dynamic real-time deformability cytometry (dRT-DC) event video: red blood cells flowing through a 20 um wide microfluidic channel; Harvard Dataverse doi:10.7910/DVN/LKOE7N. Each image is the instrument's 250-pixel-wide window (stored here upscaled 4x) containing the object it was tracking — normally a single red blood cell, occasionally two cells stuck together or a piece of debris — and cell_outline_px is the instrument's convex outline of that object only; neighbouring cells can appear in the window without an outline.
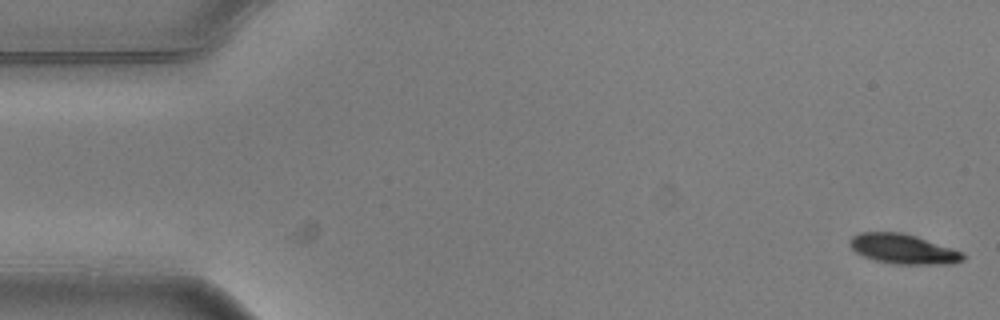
{"species": "common noctule bat (a hibernating species)", "species_latin": "Nyctalus noctula", "temperature_condition": "warm", "stored_images_in_passage": 5, "camera_frame_rate_fps": 3000, "um_per_image_px": 0.085, "animal": {"sex": "male", "body_mass_g": 20.5, "forearm_length_mm": 52.5}, "frame": {"image": 1, "passage_image": 1, "time_ms": 0.0, "image_size_px": [1000, 320], "cell_outline_px": [[968, 256], [964, 260], [952, 264], [896, 264], [876, 260], [864, 256], [856, 252], [852, 248], [848, 240], [852, 236], [860, 232], [900, 232], [916, 236], [952, 248]], "centroid_in_image_um": [76.78, 21.16], "position_along_channel_um": 8.2, "area_um2": 19.59}}
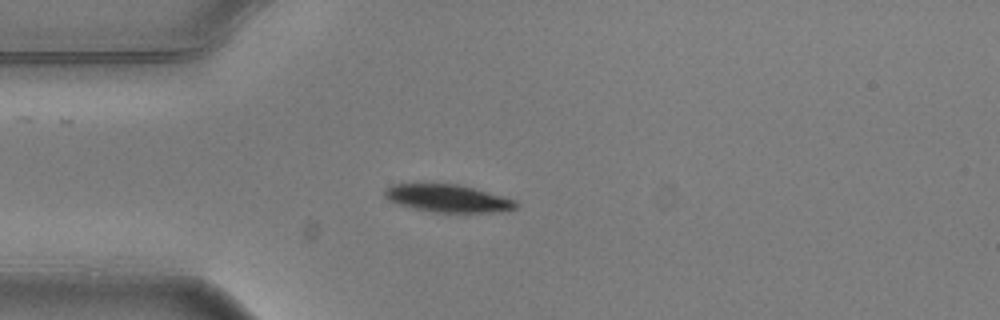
{"frame": {"image": 2, "passage_image": 5, "time_ms": 1.333, "image_size_px": [1000, 320], "cell_outline_px": [[520, 204], [516, 208], [500, 212], [432, 212], [412, 208], [388, 200], [384, 196], [384, 188], [392, 184], [460, 184], [516, 200]], "centroid_in_image_um": [38.07, 16.86], "position_along_channel_um": 46.9, "area_um2": 21.15}}